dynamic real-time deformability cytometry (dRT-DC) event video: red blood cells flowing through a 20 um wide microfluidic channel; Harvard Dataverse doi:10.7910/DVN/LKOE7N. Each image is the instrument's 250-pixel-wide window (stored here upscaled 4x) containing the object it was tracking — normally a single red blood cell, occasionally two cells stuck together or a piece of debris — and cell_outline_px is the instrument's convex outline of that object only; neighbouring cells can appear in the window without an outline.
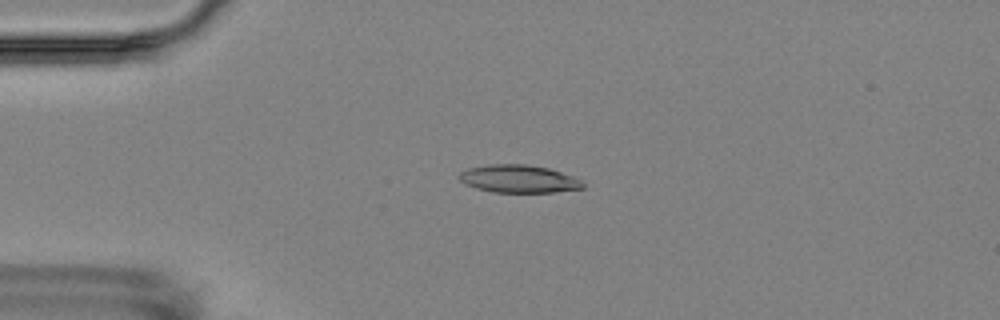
{"species": "Egyptian fruit bat (a non-hibernating species)", "species_latin": "Rousettus aegyptiacus", "temperature_condition": "room temperature", "stored_images_in_passage": 5, "camera_frame_rate_fps": 3000, "um_per_image_px": 0.085, "animal": {"sex": "female"}, "frame": {"image": 1, "passage_image": 3, "time_ms": 2.0, "image_size_px": [1000, 320], "cell_outline_px": [[584, 188], [552, 192], [492, 192], [476, 188], [464, 184], [456, 176], [460, 172], [468, 168], [488, 164], [524, 164], [548, 168], [572, 176], [580, 180], [584, 184]], "centroid_in_image_um": [44.03, 15.2], "position_along_channel_um": 41.0, "area_um2": 20.0}}
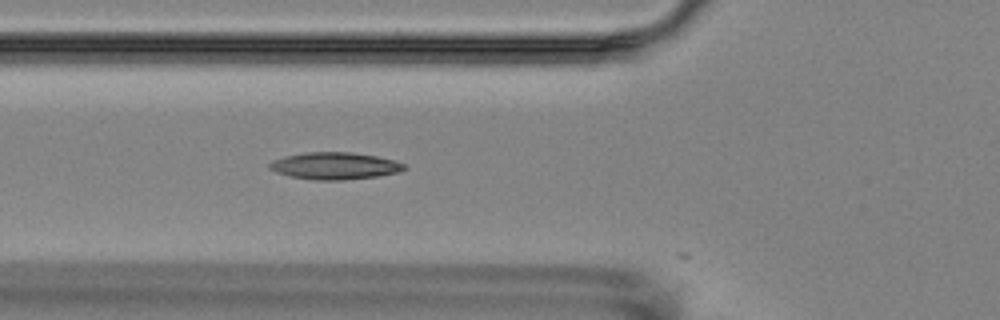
{"frame": {"image": 2, "passage_image": 5, "time_ms": 4.333, "image_size_px": [1000, 320], "cell_outline_px": [[408, 168], [400, 172], [376, 176], [344, 180], [312, 180], [292, 176], [276, 172], [268, 168], [268, 164], [272, 160], [284, 156], [304, 152], [348, 152], [376, 156], [392, 160], [404, 164]], "centroid_in_image_um": [28.43, 14.1], "position_along_channel_um": 97.4, "area_um2": 21.21}}